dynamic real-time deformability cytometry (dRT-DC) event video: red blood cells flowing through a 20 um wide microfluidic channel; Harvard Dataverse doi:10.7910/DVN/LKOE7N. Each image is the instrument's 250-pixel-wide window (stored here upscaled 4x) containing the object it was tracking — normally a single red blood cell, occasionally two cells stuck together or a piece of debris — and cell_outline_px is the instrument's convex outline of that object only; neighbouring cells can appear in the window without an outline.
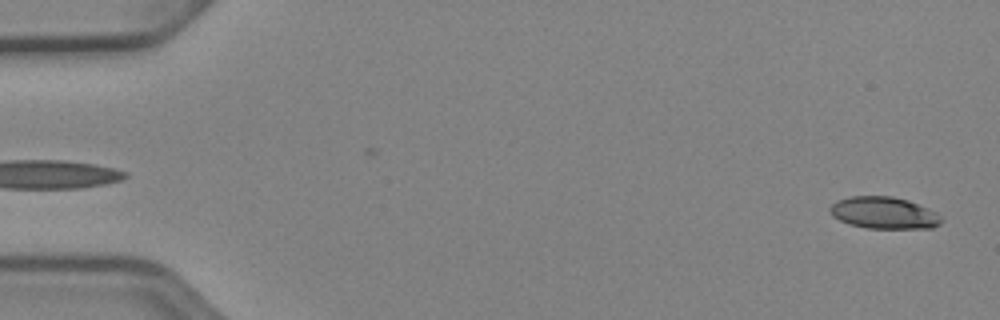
{"species": "Egyptian fruit bat (a non-hibernating species)", "species_latin": "Rousettus aegyptiacus", "temperature_condition": "cold", "stored_images_in_passage": 51, "camera_frame_rate_fps": 3000, "um_per_image_px": 0.085, "animal": {"sex": "female"}, "frame": {"image": 1, "passage_image": 1, "time_ms": 0.0, "image_size_px": [1000, 320], "cell_outline_px": [[944, 220], [940, 224], [932, 228], [868, 228], [848, 224], [832, 216], [828, 208], [836, 200], [852, 196], [892, 196], [908, 200], [928, 208], [936, 212]], "centroid_in_image_um": [75.13, 18.09], "position_along_channel_um": 9.9, "area_um2": 20.81}}
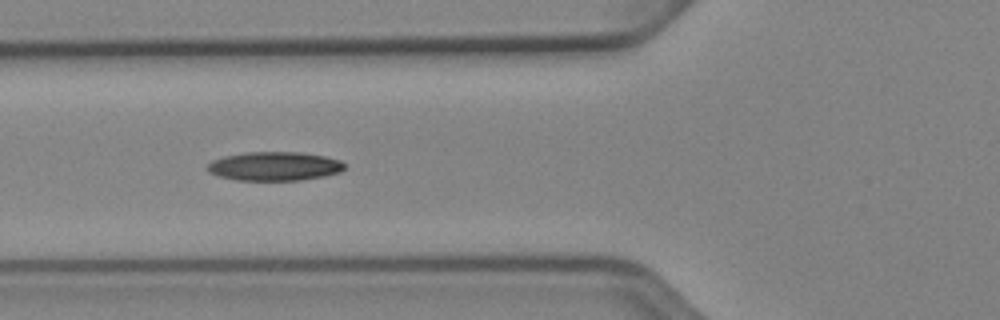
{"frame": {"image": 2, "passage_image": 19, "time_ms": 6.0, "image_size_px": [1000, 320], "cell_outline_px": [[344, 168], [340, 172], [324, 176], [300, 180], [236, 180], [216, 176], [208, 172], [208, 164], [212, 160], [224, 156], [244, 152], [300, 152], [324, 156], [340, 160], [344, 164]], "centroid_in_image_um": [23.3, 14.13], "position_along_channel_um": 102.5, "area_um2": 23.12}}
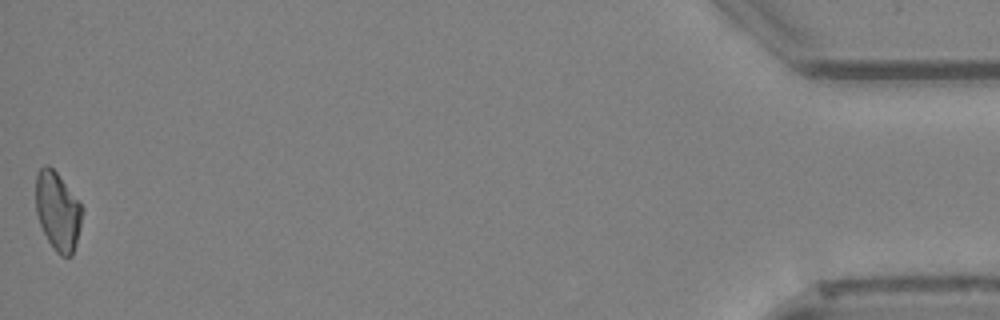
{"frame": {"image": 3, "passage_image": 51, "time_ms": 16.667, "image_size_px": [1000, 320], "cell_outline_px": [[84, 208], [80, 228], [72, 256], [60, 256], [56, 252], [48, 240], [40, 224], [36, 212], [36, 172], [44, 164], [48, 164], [56, 172]], "centroid_in_image_um": [4.9, 17.94], "position_along_channel_um": 430.3, "area_um2": 21.15}, "authors_computed_cell_mechanics": {"area_um2": 21.8484, "velocity_mm_per_s": 3.9482, "shape_relaxation_time_tau1_ms": 8.4778, "shape_relaxation_time_tau2_ms": null, "deformation_change_tau1": 0.1641, "deformation_change_tau2": null}}